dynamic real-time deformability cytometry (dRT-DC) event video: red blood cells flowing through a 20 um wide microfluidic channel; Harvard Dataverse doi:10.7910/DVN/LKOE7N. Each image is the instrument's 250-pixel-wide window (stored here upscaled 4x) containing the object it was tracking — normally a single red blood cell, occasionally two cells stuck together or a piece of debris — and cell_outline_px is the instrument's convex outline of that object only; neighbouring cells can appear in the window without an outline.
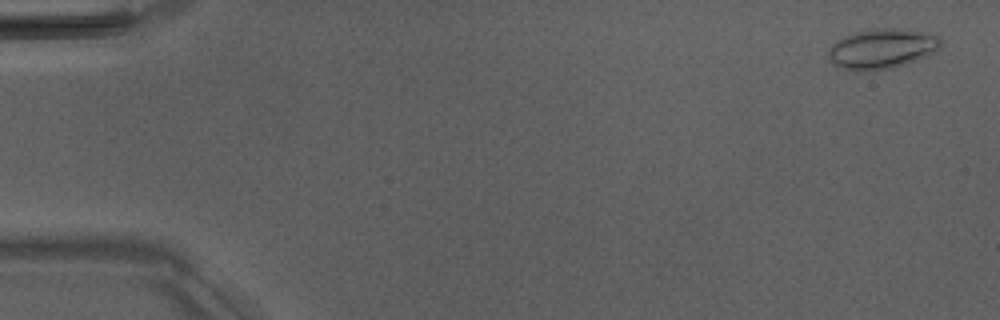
{"species": "Egyptian fruit bat (a non-hibernating species)", "species_latin": "Rousettus aegyptiacus", "temperature_condition": "room temperature", "stored_images_in_passage": 5, "camera_frame_rate_fps": 3000, "um_per_image_px": 0.085, "animal": {"sex": "male"}, "frame": {"image": 1, "passage_image": 1, "time_ms": 0.0, "image_size_px": [1000, 320], "cell_outline_px": [[940, 48], [936, 52], [904, 64], [892, 68], [872, 72], [852, 72], [832, 64], [828, 60], [828, 48], [836, 40], [856, 32], [872, 28], [892, 28], [940, 36]], "centroid_in_image_um": [74.88, 4.18], "position_along_channel_um": 10.1, "area_um2": 26.36}}